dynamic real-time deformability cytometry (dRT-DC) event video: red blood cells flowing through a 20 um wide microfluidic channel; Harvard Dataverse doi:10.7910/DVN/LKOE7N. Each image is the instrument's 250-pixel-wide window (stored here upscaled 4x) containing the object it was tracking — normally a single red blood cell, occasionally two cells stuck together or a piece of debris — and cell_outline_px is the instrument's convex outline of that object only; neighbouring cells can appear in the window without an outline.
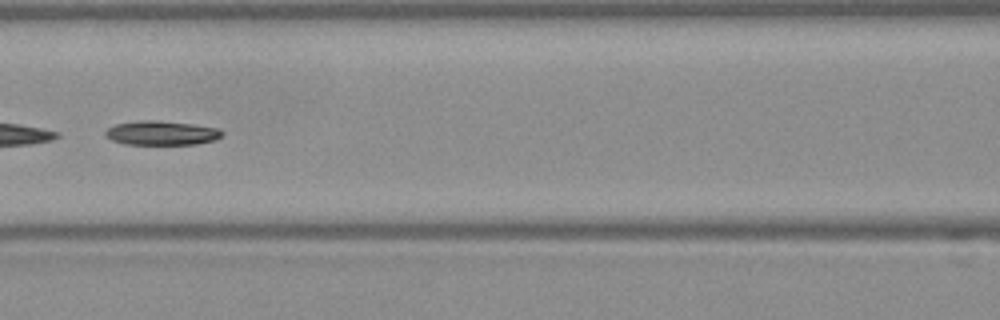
{"species": "Egyptian fruit bat (a non-hibernating species)", "species_latin": "Rousettus aegyptiacus", "temperature_condition": "warm", "stored_images_in_passage": 13, "camera_frame_rate_fps": 3000, "um_per_image_px": 0.085, "frame": {"image": 1, "passage_image": 10, "time_ms": 3.0, "image_size_px": [1000, 320], "cell_outline_px": [[224, 132], [216, 140], [196, 144], [124, 144], [112, 140], [104, 136], [104, 132], [108, 128], [116, 124], [140, 120], [160, 120], [192, 124], [220, 128]], "centroid_in_image_um": [13.73, 11.3], "position_along_channel_um": 152.9, "area_um2": 16.59}}